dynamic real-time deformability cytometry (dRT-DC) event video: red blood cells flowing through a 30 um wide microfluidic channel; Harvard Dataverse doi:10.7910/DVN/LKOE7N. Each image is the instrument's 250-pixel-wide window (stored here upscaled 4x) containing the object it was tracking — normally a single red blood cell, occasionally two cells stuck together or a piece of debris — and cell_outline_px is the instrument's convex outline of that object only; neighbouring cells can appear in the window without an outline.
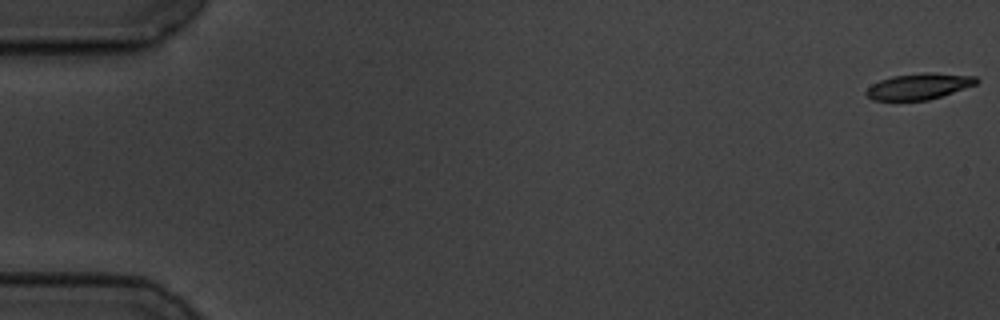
{"species": "common noctule bat (a hibernating species)", "species_latin": "Nyctalus noctula", "temperature_condition": "cold", "stored_images_in_passage": 59, "camera_frame_rate_fps": 3000, "um_per_image_px": 0.085, "animal": {"sex": "male", "body_mass_g": 19.5, "forearm_length_mm": 54.6}, "frame": {"image": 1, "passage_image": 1, "time_ms": 0.0, "image_size_px": [1000, 320], "cell_outline_px": [[980, 80], [976, 84], [928, 100], [872, 100], [864, 92], [872, 84], [880, 80], [892, 76], [924, 72], [932, 72], [976, 76]], "centroid_in_image_um": [78.11, 7.32], "position_along_channel_um": 6.9, "area_um2": 16.65}}
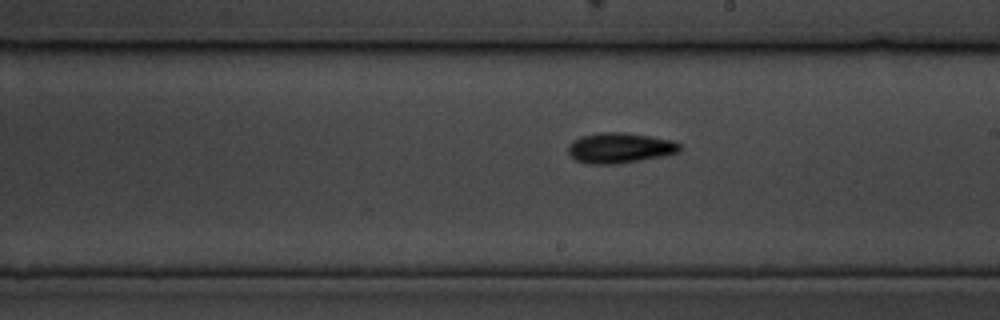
{"frame": {"image": 2, "passage_image": 34, "time_ms": 11.0, "image_size_px": [1000, 320], "cell_outline_px": [[680, 152], [664, 156], [616, 164], [588, 164], [576, 160], [568, 152], [568, 144], [584, 136], [600, 132], [624, 132], [652, 136], [676, 140], [680, 144]], "centroid_in_image_um": [52.74, 12.57], "position_along_channel_um": 236.3, "area_um2": 19.83}}
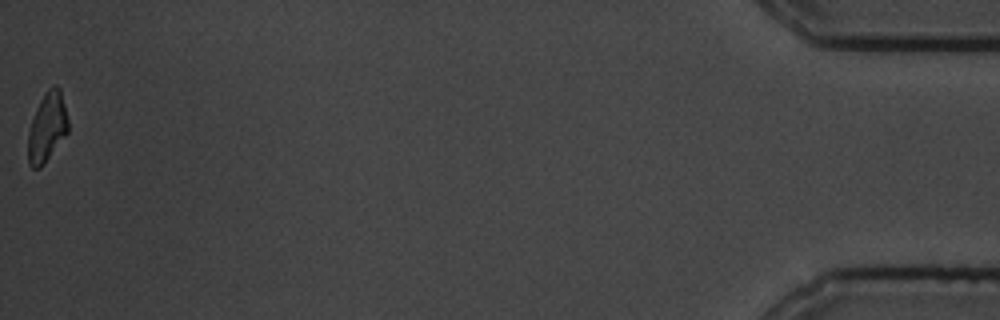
{"frame": {"image": 3, "passage_image": 59, "time_ms": 19.333, "image_size_px": [1000, 320], "cell_outline_px": [[68, 132], [44, 164], [40, 168], [32, 168], [28, 164], [28, 132], [36, 108], [44, 92], [52, 84], [56, 84], [60, 88], [68, 120]], "centroid_in_image_um": [4.0, 10.8], "position_along_channel_um": 431.2, "area_um2": 16.24}, "authors_computed_cell_mechanics": {"area_um2": 17.629, "velocity_mm_per_s": 3.4586, "shape_relaxation_time_tau1_ms": 2.2803, "shape_relaxation_time_tau2_ms": 7.7067, "deformation_change_tau1": 0.1617, "deformation_change_tau2": 0.1458}}